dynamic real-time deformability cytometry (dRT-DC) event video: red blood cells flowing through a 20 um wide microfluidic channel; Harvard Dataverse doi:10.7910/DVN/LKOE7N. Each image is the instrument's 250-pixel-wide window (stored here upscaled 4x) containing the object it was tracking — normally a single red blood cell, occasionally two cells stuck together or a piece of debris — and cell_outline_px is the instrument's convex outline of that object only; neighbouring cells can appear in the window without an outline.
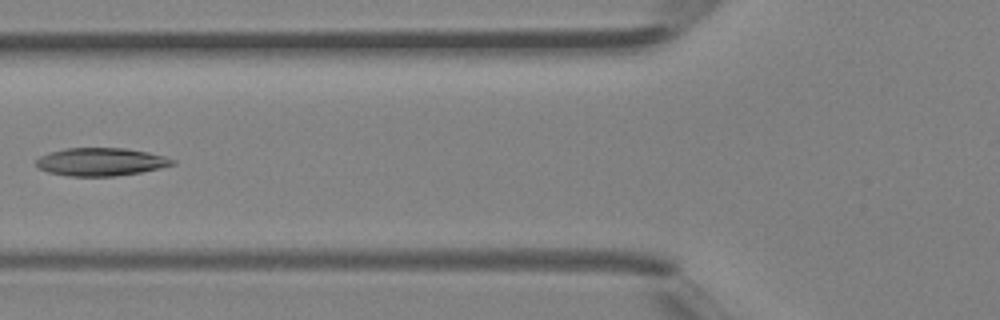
{"species": "Egyptian fruit bat (a non-hibernating species)", "species_latin": "Rousettus aegyptiacus", "temperature_condition": "room temperature", "stored_images_in_passage": 39, "camera_frame_rate_fps": 3000, "um_per_image_px": 0.085, "animal": {"sex": "female"}, "frame": {"image": 1, "passage_image": 15, "time_ms": 4.667, "image_size_px": [1000, 320], "cell_outline_px": [[176, 164], [160, 168], [140, 172], [116, 176], [68, 176], [48, 172], [36, 168], [36, 160], [40, 156], [64, 148], [124, 148], [148, 152], [164, 156], [176, 160]], "centroid_in_image_um": [8.57, 13.76], "position_along_channel_um": 117.2, "area_um2": 22.25}}
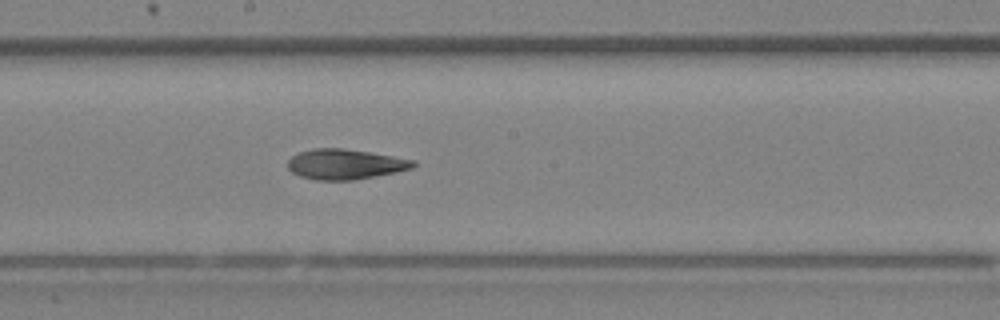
{"frame": {"image": 2, "passage_image": 21, "time_ms": 6.667, "image_size_px": [1000, 320], "cell_outline_px": [[416, 164], [412, 168], [396, 172], [352, 180], [316, 180], [300, 176], [292, 172], [288, 168], [288, 160], [292, 156], [300, 152], [316, 148], [344, 148], [416, 160]], "centroid_in_image_um": [29.33, 13.96], "position_along_channel_um": 218.9, "area_um2": 21.91}}
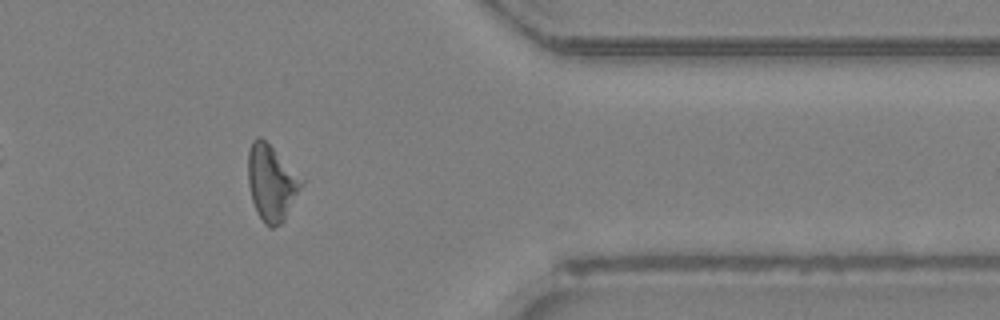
{"frame": {"image": 3, "passage_image": 32, "time_ms": 10.333, "image_size_px": [1000, 320], "cell_outline_px": [[304, 184], [284, 220], [280, 224], [272, 228], [268, 228], [264, 224], [256, 212], [252, 200], [248, 184], [248, 152], [252, 140], [256, 136], [260, 136], [304, 180]], "centroid_in_image_um": [23.06, 15.57], "position_along_channel_um": 388.3, "area_um2": 23.52}}